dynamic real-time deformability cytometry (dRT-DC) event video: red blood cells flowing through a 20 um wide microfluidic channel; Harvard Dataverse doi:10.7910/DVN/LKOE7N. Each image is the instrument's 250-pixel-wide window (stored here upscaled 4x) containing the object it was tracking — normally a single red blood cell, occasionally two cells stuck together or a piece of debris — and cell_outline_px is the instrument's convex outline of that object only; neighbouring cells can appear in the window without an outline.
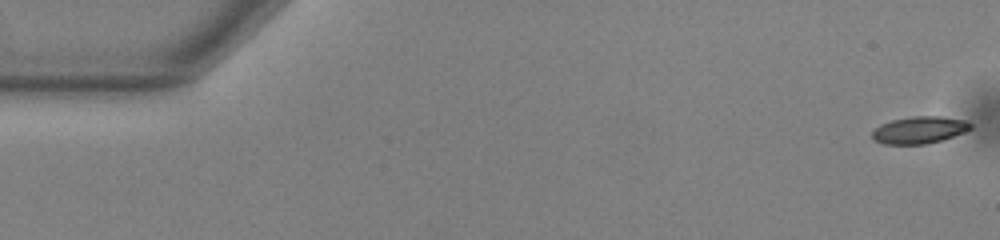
{"species": "common noctule bat (a hibernating species)", "species_latin": "Nyctalus noctula", "temperature_condition": "warm", "stored_images_in_passage": 54, "camera_frame_rate_fps": 3000, "um_per_image_px": 0.085, "animal": {"sex": "male", "body_mass_g": 13.0, "forearm_length_mm": 53.1}, "frame": {"image": 1, "passage_image": 1, "time_ms": 0.0, "image_size_px": [1000, 240], "cell_outline_px": [[972, 128], [964, 132], [940, 140], [924, 144], [884, 144], [872, 140], [872, 132], [880, 124], [892, 120], [912, 116], [940, 116], [968, 120], [972, 124]], "centroid_in_image_um": [78.14, 11.04], "position_along_channel_um": 6.9, "area_um2": 15.55}}
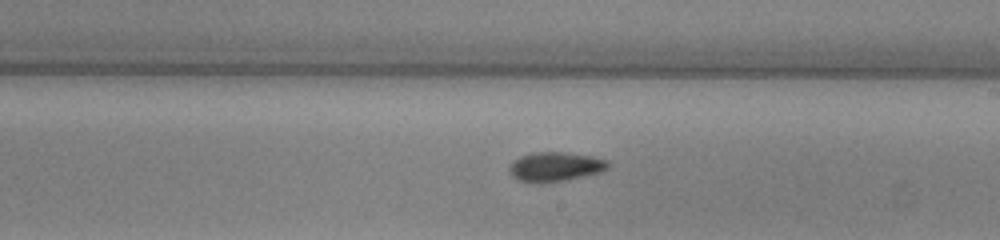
{"frame": {"image": 2, "passage_image": 31, "time_ms": 10.0, "image_size_px": [1000, 240], "cell_outline_px": [[608, 168], [600, 172], [560, 180], [516, 180], [512, 176], [508, 168], [520, 156], [532, 152], [564, 152], [592, 156], [608, 160]], "centroid_in_image_um": [47.21, 14.11], "position_along_channel_um": 241.8, "area_um2": 16.07}}
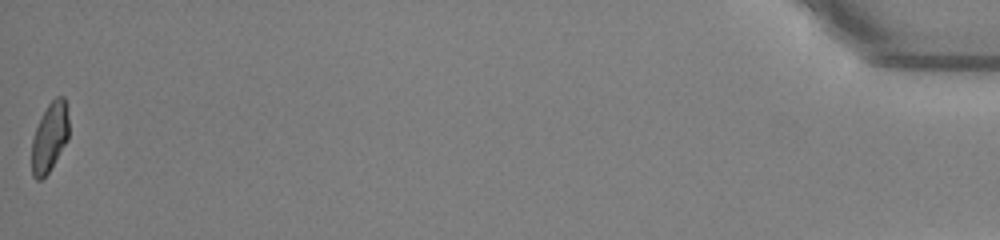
{"frame": {"image": 3, "passage_image": 54, "time_ms": 17.667, "image_size_px": [1000, 240], "cell_outline_px": [[68, 140], [48, 172], [40, 180], [36, 180], [32, 176], [32, 140], [36, 128], [48, 104], [56, 96], [64, 96], [68, 116]], "centroid_in_image_um": [4.22, 11.66], "position_along_channel_um": 431.0, "area_um2": 14.74}, "authors_computed_cell_mechanics": {"area_um2": 16.0684, "velocity_mm_per_s": 3.8303, "shape_relaxation_time_tau1_ms": 4.0253, "shape_relaxation_time_tau2_ms": 2.9713, "deformation_change_tau1": 0.1266, "deformation_change_tau2": 0.0759}}